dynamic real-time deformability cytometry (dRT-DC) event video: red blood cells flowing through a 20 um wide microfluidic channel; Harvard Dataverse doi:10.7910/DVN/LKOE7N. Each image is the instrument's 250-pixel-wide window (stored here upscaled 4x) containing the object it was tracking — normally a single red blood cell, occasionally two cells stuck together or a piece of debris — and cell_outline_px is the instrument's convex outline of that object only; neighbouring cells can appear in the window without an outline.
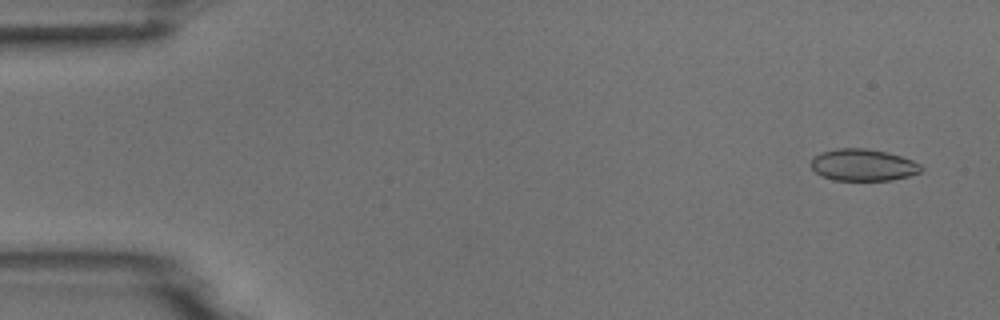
{"species": "common noctule bat (a hibernating species)", "species_latin": "Nyctalus noctula", "temperature_condition": "room temperature", "stored_images_in_passage": 8, "camera_frame_rate_fps": 3000, "um_per_image_px": 0.085, "animal": {"sex": "male", "body_mass_g": 18.8}, "frame": {"image": 1, "passage_image": 1, "time_ms": 0.0, "image_size_px": [1000, 320], "cell_outline_px": [[924, 168], [920, 172], [908, 176], [892, 180], [832, 180], [820, 176], [812, 168], [812, 160], [820, 152], [836, 148], [864, 148], [888, 152], [912, 160], [920, 164]], "centroid_in_image_um": [73.36, 14.02], "position_along_channel_um": 11.6, "area_um2": 20.46}}
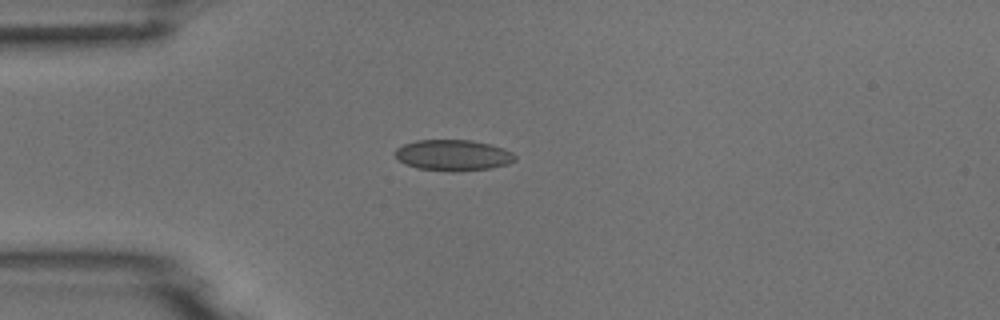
{"frame": {"image": 2, "passage_image": 4, "time_ms": 3.667, "image_size_px": [1000, 320], "cell_outline_px": [[516, 160], [508, 164], [492, 168], [456, 172], [452, 172], [416, 168], [404, 164], [396, 156], [396, 148], [404, 144], [416, 140], [472, 140], [504, 148], [512, 152], [516, 156]], "centroid_in_image_um": [38.53, 13.2], "position_along_channel_um": 46.5, "area_um2": 21.79}}